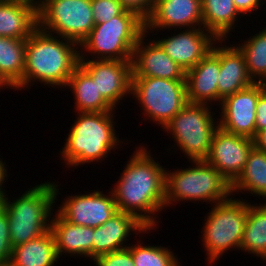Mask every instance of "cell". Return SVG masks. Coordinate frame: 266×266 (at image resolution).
Listing matches in <instances>:
<instances>
[{"label":"cell","instance_id":"1","mask_svg":"<svg viewBox=\"0 0 266 266\" xmlns=\"http://www.w3.org/2000/svg\"><path fill=\"white\" fill-rule=\"evenodd\" d=\"M137 148L110 190L118 211L134 215L147 228L155 230L156 216L166 208V168L154 160L146 146Z\"/></svg>","mask_w":266,"mask_h":266},{"label":"cell","instance_id":"2","mask_svg":"<svg viewBox=\"0 0 266 266\" xmlns=\"http://www.w3.org/2000/svg\"><path fill=\"white\" fill-rule=\"evenodd\" d=\"M79 51L77 43L38 27L26 39L23 89L38 81L64 89L79 65Z\"/></svg>","mask_w":266,"mask_h":266},{"label":"cell","instance_id":"3","mask_svg":"<svg viewBox=\"0 0 266 266\" xmlns=\"http://www.w3.org/2000/svg\"><path fill=\"white\" fill-rule=\"evenodd\" d=\"M114 112H76L78 117L60 151L66 167L101 162L118 145L123 147L116 135Z\"/></svg>","mask_w":266,"mask_h":266},{"label":"cell","instance_id":"4","mask_svg":"<svg viewBox=\"0 0 266 266\" xmlns=\"http://www.w3.org/2000/svg\"><path fill=\"white\" fill-rule=\"evenodd\" d=\"M58 186L53 181L43 182L28 188L12 202L6 196L0 201L8 214L13 247L37 238L50 229L53 207L61 189Z\"/></svg>","mask_w":266,"mask_h":266},{"label":"cell","instance_id":"5","mask_svg":"<svg viewBox=\"0 0 266 266\" xmlns=\"http://www.w3.org/2000/svg\"><path fill=\"white\" fill-rule=\"evenodd\" d=\"M144 33L145 21L125 10L107 22L95 24L79 45V57L89 59L90 54L92 60H132L134 47Z\"/></svg>","mask_w":266,"mask_h":266},{"label":"cell","instance_id":"6","mask_svg":"<svg viewBox=\"0 0 266 266\" xmlns=\"http://www.w3.org/2000/svg\"><path fill=\"white\" fill-rule=\"evenodd\" d=\"M188 168L166 170L165 206L183 201L216 204L232 195L230 182L205 160H188ZM191 167V168H190Z\"/></svg>","mask_w":266,"mask_h":266},{"label":"cell","instance_id":"7","mask_svg":"<svg viewBox=\"0 0 266 266\" xmlns=\"http://www.w3.org/2000/svg\"><path fill=\"white\" fill-rule=\"evenodd\" d=\"M231 196L211 205L202 227V240L208 265L218 262L227 250H240L248 216V200Z\"/></svg>","mask_w":266,"mask_h":266},{"label":"cell","instance_id":"8","mask_svg":"<svg viewBox=\"0 0 266 266\" xmlns=\"http://www.w3.org/2000/svg\"><path fill=\"white\" fill-rule=\"evenodd\" d=\"M209 105L188 102L163 128L174 139V146L190 161L207 158L214 133L219 127L218 118L216 121L214 112H211L212 104Z\"/></svg>","mask_w":266,"mask_h":266},{"label":"cell","instance_id":"9","mask_svg":"<svg viewBox=\"0 0 266 266\" xmlns=\"http://www.w3.org/2000/svg\"><path fill=\"white\" fill-rule=\"evenodd\" d=\"M131 96L141 105L142 115L162 129L188 103L185 80L132 77Z\"/></svg>","mask_w":266,"mask_h":266},{"label":"cell","instance_id":"10","mask_svg":"<svg viewBox=\"0 0 266 266\" xmlns=\"http://www.w3.org/2000/svg\"><path fill=\"white\" fill-rule=\"evenodd\" d=\"M95 26L91 0H41L38 27L78 45Z\"/></svg>","mask_w":266,"mask_h":266},{"label":"cell","instance_id":"11","mask_svg":"<svg viewBox=\"0 0 266 266\" xmlns=\"http://www.w3.org/2000/svg\"><path fill=\"white\" fill-rule=\"evenodd\" d=\"M79 65L92 77L98 92L114 109L127 94L131 95L132 60H91L90 58L80 59Z\"/></svg>","mask_w":266,"mask_h":266},{"label":"cell","instance_id":"12","mask_svg":"<svg viewBox=\"0 0 266 266\" xmlns=\"http://www.w3.org/2000/svg\"><path fill=\"white\" fill-rule=\"evenodd\" d=\"M63 200L56 212L74 225L96 228L118 212L112 191L107 195L100 190L73 196L71 194Z\"/></svg>","mask_w":266,"mask_h":266},{"label":"cell","instance_id":"13","mask_svg":"<svg viewBox=\"0 0 266 266\" xmlns=\"http://www.w3.org/2000/svg\"><path fill=\"white\" fill-rule=\"evenodd\" d=\"M253 146L252 138L236 135L218 127L205 161L214 166L232 184L242 172Z\"/></svg>","mask_w":266,"mask_h":266},{"label":"cell","instance_id":"14","mask_svg":"<svg viewBox=\"0 0 266 266\" xmlns=\"http://www.w3.org/2000/svg\"><path fill=\"white\" fill-rule=\"evenodd\" d=\"M260 93L259 85L254 83L224 98L219 106V127L253 139L256 135V107Z\"/></svg>","mask_w":266,"mask_h":266},{"label":"cell","instance_id":"15","mask_svg":"<svg viewBox=\"0 0 266 266\" xmlns=\"http://www.w3.org/2000/svg\"><path fill=\"white\" fill-rule=\"evenodd\" d=\"M177 34V35H176ZM185 72L195 67L218 39L203 27L189 28L155 40Z\"/></svg>","mask_w":266,"mask_h":266},{"label":"cell","instance_id":"16","mask_svg":"<svg viewBox=\"0 0 266 266\" xmlns=\"http://www.w3.org/2000/svg\"><path fill=\"white\" fill-rule=\"evenodd\" d=\"M197 27H203L202 0H155L151 14L145 20L147 35L160 29L177 31L178 28L181 31Z\"/></svg>","mask_w":266,"mask_h":266},{"label":"cell","instance_id":"17","mask_svg":"<svg viewBox=\"0 0 266 266\" xmlns=\"http://www.w3.org/2000/svg\"><path fill=\"white\" fill-rule=\"evenodd\" d=\"M144 33L134 47L132 77H156L171 80H185V71L154 40L147 43ZM145 40V42H144Z\"/></svg>","mask_w":266,"mask_h":266},{"label":"cell","instance_id":"18","mask_svg":"<svg viewBox=\"0 0 266 266\" xmlns=\"http://www.w3.org/2000/svg\"><path fill=\"white\" fill-rule=\"evenodd\" d=\"M219 43L220 40L213 45L212 50L195 67L185 73L186 92L189 103H218Z\"/></svg>","mask_w":266,"mask_h":266},{"label":"cell","instance_id":"19","mask_svg":"<svg viewBox=\"0 0 266 266\" xmlns=\"http://www.w3.org/2000/svg\"><path fill=\"white\" fill-rule=\"evenodd\" d=\"M150 230L153 228H147L134 215L118 211L103 225L94 228L93 260L102 254L127 248L130 245L126 244L129 241L127 238L133 232L135 235H143Z\"/></svg>","mask_w":266,"mask_h":266},{"label":"cell","instance_id":"20","mask_svg":"<svg viewBox=\"0 0 266 266\" xmlns=\"http://www.w3.org/2000/svg\"><path fill=\"white\" fill-rule=\"evenodd\" d=\"M220 40V72L218 78V106L221 101L255 82L248 73L244 54L235 45H222Z\"/></svg>","mask_w":266,"mask_h":266},{"label":"cell","instance_id":"21","mask_svg":"<svg viewBox=\"0 0 266 266\" xmlns=\"http://www.w3.org/2000/svg\"><path fill=\"white\" fill-rule=\"evenodd\" d=\"M52 215L50 229L56 242L57 255L89 257L93 260V227L79 226L66 221L58 212ZM65 253V254H64Z\"/></svg>","mask_w":266,"mask_h":266},{"label":"cell","instance_id":"22","mask_svg":"<svg viewBox=\"0 0 266 266\" xmlns=\"http://www.w3.org/2000/svg\"><path fill=\"white\" fill-rule=\"evenodd\" d=\"M38 28V6L0 0V36L27 39Z\"/></svg>","mask_w":266,"mask_h":266},{"label":"cell","instance_id":"23","mask_svg":"<svg viewBox=\"0 0 266 266\" xmlns=\"http://www.w3.org/2000/svg\"><path fill=\"white\" fill-rule=\"evenodd\" d=\"M60 261L54 235L49 229L37 238L13 247V266H54Z\"/></svg>","mask_w":266,"mask_h":266},{"label":"cell","instance_id":"24","mask_svg":"<svg viewBox=\"0 0 266 266\" xmlns=\"http://www.w3.org/2000/svg\"><path fill=\"white\" fill-rule=\"evenodd\" d=\"M65 88H71L76 112H107L115 109L98 92L92 77L78 65Z\"/></svg>","mask_w":266,"mask_h":266},{"label":"cell","instance_id":"25","mask_svg":"<svg viewBox=\"0 0 266 266\" xmlns=\"http://www.w3.org/2000/svg\"><path fill=\"white\" fill-rule=\"evenodd\" d=\"M26 39L0 36V77L14 90L23 89Z\"/></svg>","mask_w":266,"mask_h":266},{"label":"cell","instance_id":"26","mask_svg":"<svg viewBox=\"0 0 266 266\" xmlns=\"http://www.w3.org/2000/svg\"><path fill=\"white\" fill-rule=\"evenodd\" d=\"M239 15L233 0H202L203 28L218 40H228Z\"/></svg>","mask_w":266,"mask_h":266},{"label":"cell","instance_id":"27","mask_svg":"<svg viewBox=\"0 0 266 266\" xmlns=\"http://www.w3.org/2000/svg\"><path fill=\"white\" fill-rule=\"evenodd\" d=\"M232 195L250 192L266 202V152L252 147L239 177L231 184ZM235 193V194H234Z\"/></svg>","mask_w":266,"mask_h":266},{"label":"cell","instance_id":"28","mask_svg":"<svg viewBox=\"0 0 266 266\" xmlns=\"http://www.w3.org/2000/svg\"><path fill=\"white\" fill-rule=\"evenodd\" d=\"M240 250L266 261V203H249Z\"/></svg>","mask_w":266,"mask_h":266},{"label":"cell","instance_id":"29","mask_svg":"<svg viewBox=\"0 0 266 266\" xmlns=\"http://www.w3.org/2000/svg\"><path fill=\"white\" fill-rule=\"evenodd\" d=\"M236 46L244 54L247 70L256 83L266 75V26Z\"/></svg>","mask_w":266,"mask_h":266},{"label":"cell","instance_id":"30","mask_svg":"<svg viewBox=\"0 0 266 266\" xmlns=\"http://www.w3.org/2000/svg\"><path fill=\"white\" fill-rule=\"evenodd\" d=\"M141 241L127 247L135 266H181L178 257L168 247L146 245Z\"/></svg>","mask_w":266,"mask_h":266},{"label":"cell","instance_id":"31","mask_svg":"<svg viewBox=\"0 0 266 266\" xmlns=\"http://www.w3.org/2000/svg\"><path fill=\"white\" fill-rule=\"evenodd\" d=\"M91 6L95 24L107 22L126 10L119 0H91Z\"/></svg>","mask_w":266,"mask_h":266},{"label":"cell","instance_id":"32","mask_svg":"<svg viewBox=\"0 0 266 266\" xmlns=\"http://www.w3.org/2000/svg\"><path fill=\"white\" fill-rule=\"evenodd\" d=\"M96 266H135L128 248L102 254L94 259Z\"/></svg>","mask_w":266,"mask_h":266},{"label":"cell","instance_id":"33","mask_svg":"<svg viewBox=\"0 0 266 266\" xmlns=\"http://www.w3.org/2000/svg\"><path fill=\"white\" fill-rule=\"evenodd\" d=\"M9 231L8 214L0 205V262L11 260L13 246L10 241Z\"/></svg>","mask_w":266,"mask_h":266},{"label":"cell","instance_id":"34","mask_svg":"<svg viewBox=\"0 0 266 266\" xmlns=\"http://www.w3.org/2000/svg\"><path fill=\"white\" fill-rule=\"evenodd\" d=\"M120 4L129 11L135 12L144 21L149 17L155 0H119Z\"/></svg>","mask_w":266,"mask_h":266},{"label":"cell","instance_id":"35","mask_svg":"<svg viewBox=\"0 0 266 266\" xmlns=\"http://www.w3.org/2000/svg\"><path fill=\"white\" fill-rule=\"evenodd\" d=\"M255 128L256 134L266 129V96L263 93H260L257 101Z\"/></svg>","mask_w":266,"mask_h":266},{"label":"cell","instance_id":"36","mask_svg":"<svg viewBox=\"0 0 266 266\" xmlns=\"http://www.w3.org/2000/svg\"><path fill=\"white\" fill-rule=\"evenodd\" d=\"M234 6L237 9V11L240 13L241 16L251 13L252 11H257L261 5L263 6L264 2H261L260 0H233ZM262 3V4H261Z\"/></svg>","mask_w":266,"mask_h":266},{"label":"cell","instance_id":"37","mask_svg":"<svg viewBox=\"0 0 266 266\" xmlns=\"http://www.w3.org/2000/svg\"><path fill=\"white\" fill-rule=\"evenodd\" d=\"M8 177V171H7V165L5 162L2 161L0 158V201L5 197L8 196L5 192V186L3 183H5V180ZM3 185V186H2ZM4 188V189H3Z\"/></svg>","mask_w":266,"mask_h":266},{"label":"cell","instance_id":"38","mask_svg":"<svg viewBox=\"0 0 266 266\" xmlns=\"http://www.w3.org/2000/svg\"><path fill=\"white\" fill-rule=\"evenodd\" d=\"M254 146L266 152V129L259 131L253 138Z\"/></svg>","mask_w":266,"mask_h":266},{"label":"cell","instance_id":"39","mask_svg":"<svg viewBox=\"0 0 266 266\" xmlns=\"http://www.w3.org/2000/svg\"><path fill=\"white\" fill-rule=\"evenodd\" d=\"M260 89H261V93H263L266 96V75L264 77H262L258 82H256Z\"/></svg>","mask_w":266,"mask_h":266},{"label":"cell","instance_id":"40","mask_svg":"<svg viewBox=\"0 0 266 266\" xmlns=\"http://www.w3.org/2000/svg\"><path fill=\"white\" fill-rule=\"evenodd\" d=\"M16 1L28 2V3H32L36 6H39L41 0H16Z\"/></svg>","mask_w":266,"mask_h":266},{"label":"cell","instance_id":"41","mask_svg":"<svg viewBox=\"0 0 266 266\" xmlns=\"http://www.w3.org/2000/svg\"><path fill=\"white\" fill-rule=\"evenodd\" d=\"M10 88L5 82H4V80L0 77V90L2 89L3 90V88Z\"/></svg>","mask_w":266,"mask_h":266},{"label":"cell","instance_id":"42","mask_svg":"<svg viewBox=\"0 0 266 266\" xmlns=\"http://www.w3.org/2000/svg\"><path fill=\"white\" fill-rule=\"evenodd\" d=\"M0 266H13L11 261H2L0 262Z\"/></svg>","mask_w":266,"mask_h":266}]
</instances>
